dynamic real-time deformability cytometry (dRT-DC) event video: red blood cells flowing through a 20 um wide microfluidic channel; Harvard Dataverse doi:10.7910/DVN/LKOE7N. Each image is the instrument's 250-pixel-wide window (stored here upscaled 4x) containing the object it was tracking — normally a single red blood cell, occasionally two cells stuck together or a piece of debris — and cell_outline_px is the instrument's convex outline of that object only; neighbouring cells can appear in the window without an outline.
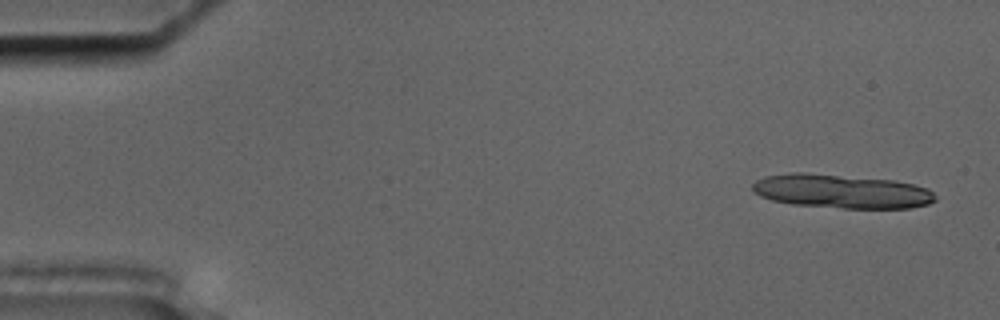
{"species": "common noctule bat (a hibernating species)", "species_latin": "Nyctalus noctula", "temperature_condition": "cold", "stored_images_in_passage": 14, "camera_frame_rate_fps": 3000, "um_per_image_px": 0.085, "animal": {"sex": "male", "body_mass_g": 17.5, "forearm_length_mm": 52.3}, "frame": {"image": 1, "passage_image": 3, "time_ms": 0.667, "image_size_px": [1000, 320], "cell_outline_px": [[936, 200], [928, 204], [908, 208], [844, 208], [792, 204], [772, 200], [760, 196], [752, 188], [752, 184], [756, 180], [764, 176], [792, 172], [804, 172], [896, 180], [928, 188], [936, 196]], "centroid_in_image_um": [71.53, 16.25], "position_along_channel_um": 13.5, "area_um2": 36.18}}